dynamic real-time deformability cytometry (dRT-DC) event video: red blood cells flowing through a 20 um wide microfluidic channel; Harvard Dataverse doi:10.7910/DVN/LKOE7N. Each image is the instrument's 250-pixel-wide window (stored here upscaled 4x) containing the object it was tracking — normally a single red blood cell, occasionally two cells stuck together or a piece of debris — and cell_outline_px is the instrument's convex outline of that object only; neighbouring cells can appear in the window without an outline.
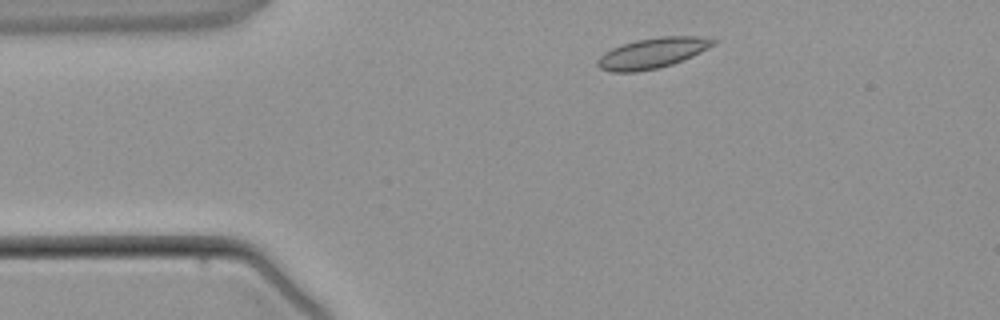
{"species": "common noctule bat (a hibernating species)", "species_latin": "Nyctalus noctula", "temperature_condition": "warm", "stored_images_in_passage": 5, "camera_frame_rate_fps": 3000, "um_per_image_px": 0.085, "animal": {"sex": "male", "body_mass_g": 21.5, "forearm_length_mm": 52.0}, "frame": {"image": 1, "passage_image": 3, "time_ms": 2.667, "image_size_px": [1000, 320], "cell_outline_px": [[720, 40], [716, 44], [692, 56], [672, 64], [660, 68], [636, 72], [612, 72], [600, 68], [596, 64], [596, 60], [604, 52], [620, 44], [636, 40], [660, 36], [700, 36]], "centroid_in_image_um": [55.46, 4.5], "position_along_channel_um": 29.5, "area_um2": 20.75}}
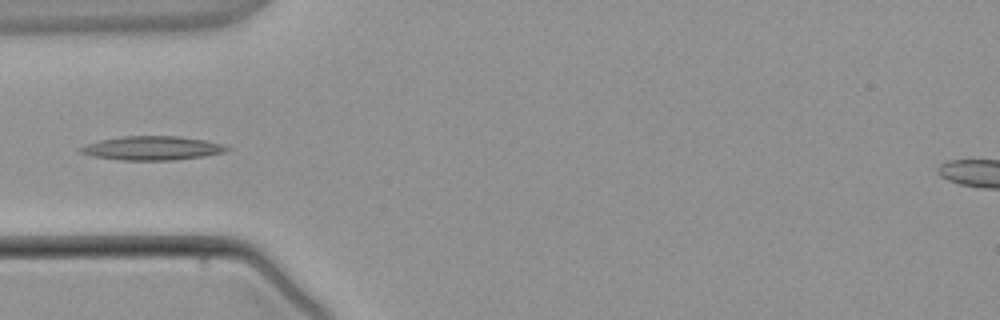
{"frame": {"image": 2, "passage_image": 4, "time_ms": 3.667, "image_size_px": [1000, 320], "cell_outline_px": [[232, 148], [224, 152], [204, 156], [172, 160], [120, 160], [92, 156], [80, 152], [76, 148], [100, 140], [124, 136], [180, 136], [204, 140], [220, 144]], "centroid_in_image_um": [12.91, 12.59], "position_along_channel_um": 72.1, "area_um2": 20.29}}
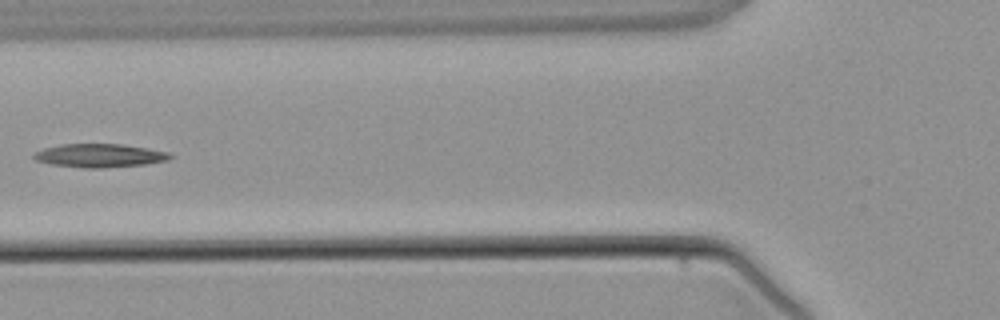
{"frame": {"image": 3, "passage_image": 5, "time_ms": 4.667, "image_size_px": [1000, 320], "cell_outline_px": [[176, 156], [168, 160], [144, 164], [104, 168], [84, 168], [52, 164], [36, 160], [32, 156], [36, 152], [44, 148], [60, 144], [120, 144], [148, 148], [168, 152]], "centroid_in_image_um": [8.5, 13.22], "position_along_channel_um": 117.3, "area_um2": 18.61}}